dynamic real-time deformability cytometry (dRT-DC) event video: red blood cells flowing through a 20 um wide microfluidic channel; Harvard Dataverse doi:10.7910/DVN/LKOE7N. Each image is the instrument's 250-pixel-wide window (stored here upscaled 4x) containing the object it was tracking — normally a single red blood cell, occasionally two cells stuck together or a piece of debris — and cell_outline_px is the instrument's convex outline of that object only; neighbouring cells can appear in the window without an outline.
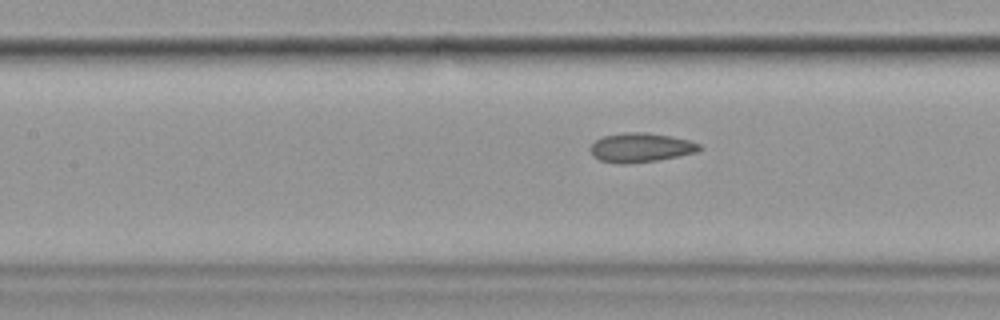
{"species": "common noctule bat (a hibernating species)", "species_latin": "Nyctalus noctula", "temperature_condition": "cold", "stored_images_in_passage": 15, "camera_frame_rate_fps": 3000, "um_per_image_px": 0.085, "animal": {"sex": "female", "body_mass_g": 19.9}, "frame": {"image": 1, "passage_image": 5, "time_ms": 5.667, "image_size_px": [1000, 320], "cell_outline_px": [[704, 148], [696, 152], [656, 160], [624, 164], [620, 164], [600, 160], [592, 156], [588, 148], [596, 140], [604, 136], [624, 132], [648, 132], [672, 136], [688, 140], [700, 144]], "centroid_in_image_um": [54.44, 12.53], "position_along_channel_um": 153.0, "area_um2": 18.61}}
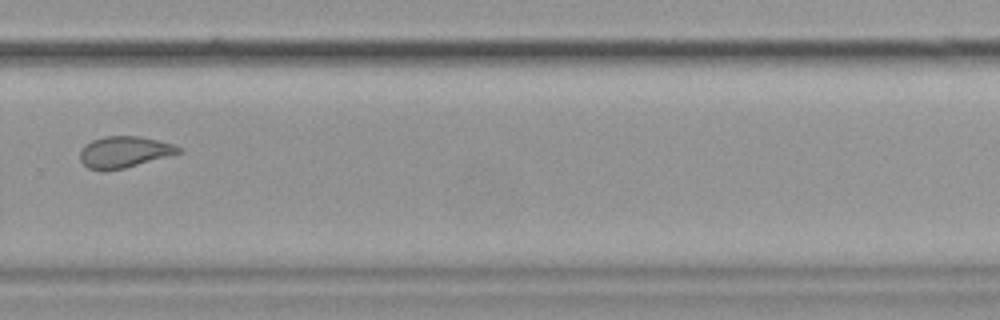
{"frame": {"image": 2, "passage_image": 9, "time_ms": 10.333, "image_size_px": [1000, 320], "cell_outline_px": [[184, 152], [124, 168], [88, 168], [80, 160], [80, 152], [84, 144], [92, 140], [104, 136], [140, 136], [172, 144], [184, 148]], "centroid_in_image_um": [10.61, 12.88], "position_along_channel_um": 319.2, "area_um2": 17.69}}
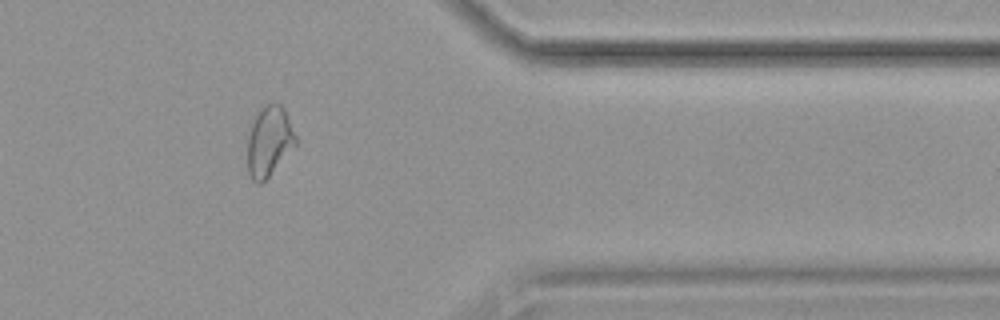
{"frame": {"image": 3, "passage_image": 11, "time_ms": 12.667, "image_size_px": [1000, 320], "cell_outline_px": [[296, 144], [268, 176], [260, 184], [256, 184], [252, 180], [248, 172], [248, 136], [252, 124], [260, 108], [272, 100], [280, 104], [284, 108], [296, 136]], "centroid_in_image_um": [22.87, 11.97], "position_along_channel_um": 388.5, "area_um2": 19.42}}